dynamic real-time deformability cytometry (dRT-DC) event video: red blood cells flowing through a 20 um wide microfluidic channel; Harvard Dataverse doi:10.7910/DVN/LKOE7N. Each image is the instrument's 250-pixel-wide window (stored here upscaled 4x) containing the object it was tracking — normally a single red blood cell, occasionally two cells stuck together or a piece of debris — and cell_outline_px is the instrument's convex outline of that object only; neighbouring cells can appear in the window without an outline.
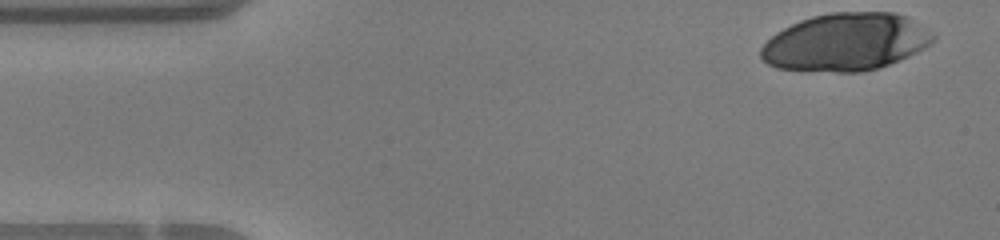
{"species": "human", "species_latin": "Homo sapiens", "temperature_condition": "warm", "stored_images_in_passage": 27, "camera_frame_rate_fps": 3000, "um_per_image_px": 0.085, "donor": {"sex": "female"}, "frame": {"image": 1, "passage_image": 1, "time_ms": 0.0, "image_size_px": [1000, 240], "cell_outline_px": [[936, 36], [924, 48], [908, 56], [888, 64], [876, 68], [860, 72], [836, 72], [776, 68], [768, 64], [760, 56], [760, 48], [776, 32], [800, 20], [812, 16], [832, 12], [892, 12], [908, 16]], "centroid_in_image_um": [71.87, 3.57], "position_along_channel_um": 13.1, "area_um2": 57.45}}